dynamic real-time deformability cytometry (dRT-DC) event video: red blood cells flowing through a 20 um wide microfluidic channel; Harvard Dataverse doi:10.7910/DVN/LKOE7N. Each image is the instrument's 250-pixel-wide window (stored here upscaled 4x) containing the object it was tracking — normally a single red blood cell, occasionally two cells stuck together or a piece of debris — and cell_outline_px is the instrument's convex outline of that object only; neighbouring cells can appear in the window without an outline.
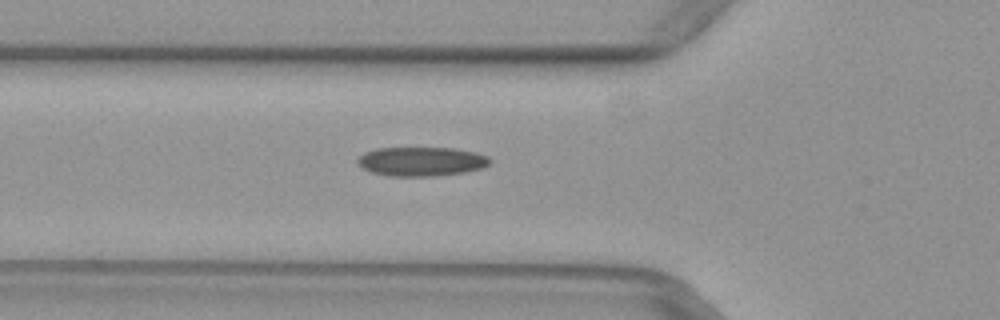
{"species": "common noctule bat (a hibernating species)", "species_latin": "Nyctalus noctula", "temperature_condition": "warm", "stored_images_in_passage": 50, "camera_frame_rate_fps": 3000, "um_per_image_px": 0.085, "animal": {"sex": "female", "body_mass_g": 29.2, "forearm_length_mm": 56.3}, "frame": {"image": 1, "passage_image": 17, "time_ms": 5.333, "image_size_px": [1000, 320], "cell_outline_px": [[492, 160], [484, 168], [464, 172], [436, 176], [388, 176], [372, 172], [356, 164], [356, 160], [364, 152], [376, 148], [456, 148], [476, 152], [488, 156]], "centroid_in_image_um": [35.83, 13.72], "position_along_channel_um": 90.0, "area_um2": 22.66}}
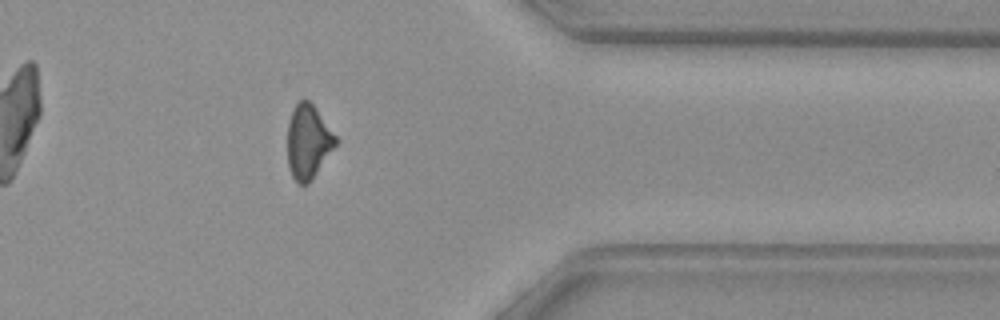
{"frame": {"image": 2, "passage_image": 40, "time_ms": 13.0, "image_size_px": [1000, 320], "cell_outline_px": [[336, 144], [308, 184], [296, 184], [288, 168], [288, 120], [296, 104], [304, 96], [316, 108], [336, 136]], "centroid_in_image_um": [26.16, 12.04], "position_along_channel_um": 385.2, "area_um2": 20.58}}
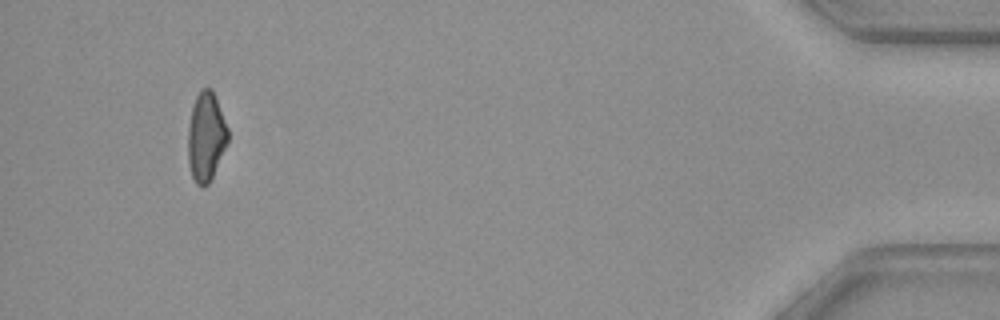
{"frame": {"image": 3, "passage_image": 47, "time_ms": 15.333, "image_size_px": [1000, 320], "cell_outline_px": [[228, 140], [212, 180], [208, 184], [196, 184], [192, 176], [188, 164], [188, 128], [192, 108], [196, 96], [200, 88], [212, 88], [216, 96], [228, 128]], "centroid_in_image_um": [17.52, 11.6], "position_along_channel_um": 417.7, "area_um2": 20.81}}